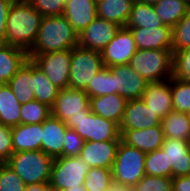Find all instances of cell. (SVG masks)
Listing matches in <instances>:
<instances>
[{
	"instance_id": "cell-1",
	"label": "cell",
	"mask_w": 190,
	"mask_h": 191,
	"mask_svg": "<svg viewBox=\"0 0 190 191\" xmlns=\"http://www.w3.org/2000/svg\"><path fill=\"white\" fill-rule=\"evenodd\" d=\"M42 17L30 2H12L6 20L5 44L28 53L36 41Z\"/></svg>"
},
{
	"instance_id": "cell-2",
	"label": "cell",
	"mask_w": 190,
	"mask_h": 191,
	"mask_svg": "<svg viewBox=\"0 0 190 191\" xmlns=\"http://www.w3.org/2000/svg\"><path fill=\"white\" fill-rule=\"evenodd\" d=\"M78 46V33L64 15L43 16L39 32L28 58L49 52H58Z\"/></svg>"
},
{
	"instance_id": "cell-3",
	"label": "cell",
	"mask_w": 190,
	"mask_h": 191,
	"mask_svg": "<svg viewBox=\"0 0 190 191\" xmlns=\"http://www.w3.org/2000/svg\"><path fill=\"white\" fill-rule=\"evenodd\" d=\"M173 64L172 50L137 49L128 65L147 82H160L173 76Z\"/></svg>"
},
{
	"instance_id": "cell-4",
	"label": "cell",
	"mask_w": 190,
	"mask_h": 191,
	"mask_svg": "<svg viewBox=\"0 0 190 191\" xmlns=\"http://www.w3.org/2000/svg\"><path fill=\"white\" fill-rule=\"evenodd\" d=\"M54 158L42 150L13 153L5 162L26 185L49 183Z\"/></svg>"
},
{
	"instance_id": "cell-5",
	"label": "cell",
	"mask_w": 190,
	"mask_h": 191,
	"mask_svg": "<svg viewBox=\"0 0 190 191\" xmlns=\"http://www.w3.org/2000/svg\"><path fill=\"white\" fill-rule=\"evenodd\" d=\"M146 153L120 141L112 166V179L123 185L134 186L145 176Z\"/></svg>"
},
{
	"instance_id": "cell-6",
	"label": "cell",
	"mask_w": 190,
	"mask_h": 191,
	"mask_svg": "<svg viewBox=\"0 0 190 191\" xmlns=\"http://www.w3.org/2000/svg\"><path fill=\"white\" fill-rule=\"evenodd\" d=\"M66 126L75 130L86 141L121 140L119 125L89 111L83 116L71 117Z\"/></svg>"
},
{
	"instance_id": "cell-7",
	"label": "cell",
	"mask_w": 190,
	"mask_h": 191,
	"mask_svg": "<svg viewBox=\"0 0 190 191\" xmlns=\"http://www.w3.org/2000/svg\"><path fill=\"white\" fill-rule=\"evenodd\" d=\"M89 169L86 160L79 155L54 158L49 185L53 191L84 185Z\"/></svg>"
},
{
	"instance_id": "cell-8",
	"label": "cell",
	"mask_w": 190,
	"mask_h": 191,
	"mask_svg": "<svg viewBox=\"0 0 190 191\" xmlns=\"http://www.w3.org/2000/svg\"><path fill=\"white\" fill-rule=\"evenodd\" d=\"M104 67L101 52L84 49L79 46L72 48L69 88L85 90L93 77Z\"/></svg>"
},
{
	"instance_id": "cell-9",
	"label": "cell",
	"mask_w": 190,
	"mask_h": 191,
	"mask_svg": "<svg viewBox=\"0 0 190 191\" xmlns=\"http://www.w3.org/2000/svg\"><path fill=\"white\" fill-rule=\"evenodd\" d=\"M72 49L32 55L29 59L60 90L69 87Z\"/></svg>"
},
{
	"instance_id": "cell-10",
	"label": "cell",
	"mask_w": 190,
	"mask_h": 191,
	"mask_svg": "<svg viewBox=\"0 0 190 191\" xmlns=\"http://www.w3.org/2000/svg\"><path fill=\"white\" fill-rule=\"evenodd\" d=\"M89 111V96L86 92L69 87L59 90L51 107L52 115L64 123L71 117L83 116Z\"/></svg>"
},
{
	"instance_id": "cell-11",
	"label": "cell",
	"mask_w": 190,
	"mask_h": 191,
	"mask_svg": "<svg viewBox=\"0 0 190 191\" xmlns=\"http://www.w3.org/2000/svg\"><path fill=\"white\" fill-rule=\"evenodd\" d=\"M136 50V42L130 29L120 27L111 42L101 52L103 65L105 67L127 65Z\"/></svg>"
},
{
	"instance_id": "cell-12",
	"label": "cell",
	"mask_w": 190,
	"mask_h": 191,
	"mask_svg": "<svg viewBox=\"0 0 190 191\" xmlns=\"http://www.w3.org/2000/svg\"><path fill=\"white\" fill-rule=\"evenodd\" d=\"M120 29L118 24L96 17L80 34L78 46L102 52Z\"/></svg>"
},
{
	"instance_id": "cell-13",
	"label": "cell",
	"mask_w": 190,
	"mask_h": 191,
	"mask_svg": "<svg viewBox=\"0 0 190 191\" xmlns=\"http://www.w3.org/2000/svg\"><path fill=\"white\" fill-rule=\"evenodd\" d=\"M109 68L112 70L114 79V94H119L126 100L142 97L148 82L131 66L115 65Z\"/></svg>"
},
{
	"instance_id": "cell-14",
	"label": "cell",
	"mask_w": 190,
	"mask_h": 191,
	"mask_svg": "<svg viewBox=\"0 0 190 191\" xmlns=\"http://www.w3.org/2000/svg\"><path fill=\"white\" fill-rule=\"evenodd\" d=\"M162 119L145 104L142 98L127 100L124 116L119 125L120 134L125 129H146L161 126Z\"/></svg>"
},
{
	"instance_id": "cell-15",
	"label": "cell",
	"mask_w": 190,
	"mask_h": 191,
	"mask_svg": "<svg viewBox=\"0 0 190 191\" xmlns=\"http://www.w3.org/2000/svg\"><path fill=\"white\" fill-rule=\"evenodd\" d=\"M120 141H86L79 156L86 160L90 168L112 169Z\"/></svg>"
},
{
	"instance_id": "cell-16",
	"label": "cell",
	"mask_w": 190,
	"mask_h": 191,
	"mask_svg": "<svg viewBox=\"0 0 190 191\" xmlns=\"http://www.w3.org/2000/svg\"><path fill=\"white\" fill-rule=\"evenodd\" d=\"M120 137L126 145L135 147L144 153L160 149L165 139L161 126L146 129H125Z\"/></svg>"
},
{
	"instance_id": "cell-17",
	"label": "cell",
	"mask_w": 190,
	"mask_h": 191,
	"mask_svg": "<svg viewBox=\"0 0 190 191\" xmlns=\"http://www.w3.org/2000/svg\"><path fill=\"white\" fill-rule=\"evenodd\" d=\"M141 98L163 119L173 111L171 78L160 82H148Z\"/></svg>"
},
{
	"instance_id": "cell-18",
	"label": "cell",
	"mask_w": 190,
	"mask_h": 191,
	"mask_svg": "<svg viewBox=\"0 0 190 191\" xmlns=\"http://www.w3.org/2000/svg\"><path fill=\"white\" fill-rule=\"evenodd\" d=\"M161 149L166 152L172 178L190 175V141L165 138Z\"/></svg>"
},
{
	"instance_id": "cell-19",
	"label": "cell",
	"mask_w": 190,
	"mask_h": 191,
	"mask_svg": "<svg viewBox=\"0 0 190 191\" xmlns=\"http://www.w3.org/2000/svg\"><path fill=\"white\" fill-rule=\"evenodd\" d=\"M128 29L133 34L137 49L172 50L173 33L169 26Z\"/></svg>"
},
{
	"instance_id": "cell-20",
	"label": "cell",
	"mask_w": 190,
	"mask_h": 191,
	"mask_svg": "<svg viewBox=\"0 0 190 191\" xmlns=\"http://www.w3.org/2000/svg\"><path fill=\"white\" fill-rule=\"evenodd\" d=\"M68 127L52 114L42 123L41 150L50 157L62 156L64 135Z\"/></svg>"
},
{
	"instance_id": "cell-21",
	"label": "cell",
	"mask_w": 190,
	"mask_h": 191,
	"mask_svg": "<svg viewBox=\"0 0 190 191\" xmlns=\"http://www.w3.org/2000/svg\"><path fill=\"white\" fill-rule=\"evenodd\" d=\"M63 15L80 34L97 17V4L92 0H66Z\"/></svg>"
},
{
	"instance_id": "cell-22",
	"label": "cell",
	"mask_w": 190,
	"mask_h": 191,
	"mask_svg": "<svg viewBox=\"0 0 190 191\" xmlns=\"http://www.w3.org/2000/svg\"><path fill=\"white\" fill-rule=\"evenodd\" d=\"M127 100L119 94L89 98L90 111L104 119L121 124Z\"/></svg>"
},
{
	"instance_id": "cell-23",
	"label": "cell",
	"mask_w": 190,
	"mask_h": 191,
	"mask_svg": "<svg viewBox=\"0 0 190 191\" xmlns=\"http://www.w3.org/2000/svg\"><path fill=\"white\" fill-rule=\"evenodd\" d=\"M13 153L41 150L42 123L11 127Z\"/></svg>"
},
{
	"instance_id": "cell-24",
	"label": "cell",
	"mask_w": 190,
	"mask_h": 191,
	"mask_svg": "<svg viewBox=\"0 0 190 191\" xmlns=\"http://www.w3.org/2000/svg\"><path fill=\"white\" fill-rule=\"evenodd\" d=\"M28 53L8 44L0 45V86L7 84L28 60Z\"/></svg>"
},
{
	"instance_id": "cell-25",
	"label": "cell",
	"mask_w": 190,
	"mask_h": 191,
	"mask_svg": "<svg viewBox=\"0 0 190 191\" xmlns=\"http://www.w3.org/2000/svg\"><path fill=\"white\" fill-rule=\"evenodd\" d=\"M7 84L20 104L36 100L34 95L33 62L28 59Z\"/></svg>"
},
{
	"instance_id": "cell-26",
	"label": "cell",
	"mask_w": 190,
	"mask_h": 191,
	"mask_svg": "<svg viewBox=\"0 0 190 191\" xmlns=\"http://www.w3.org/2000/svg\"><path fill=\"white\" fill-rule=\"evenodd\" d=\"M135 0H103L97 4V17L125 27Z\"/></svg>"
},
{
	"instance_id": "cell-27",
	"label": "cell",
	"mask_w": 190,
	"mask_h": 191,
	"mask_svg": "<svg viewBox=\"0 0 190 191\" xmlns=\"http://www.w3.org/2000/svg\"><path fill=\"white\" fill-rule=\"evenodd\" d=\"M164 24L155 13L153 5L134 1L126 28H157Z\"/></svg>"
},
{
	"instance_id": "cell-28",
	"label": "cell",
	"mask_w": 190,
	"mask_h": 191,
	"mask_svg": "<svg viewBox=\"0 0 190 191\" xmlns=\"http://www.w3.org/2000/svg\"><path fill=\"white\" fill-rule=\"evenodd\" d=\"M21 104L8 86H0V124L17 126L20 124Z\"/></svg>"
},
{
	"instance_id": "cell-29",
	"label": "cell",
	"mask_w": 190,
	"mask_h": 191,
	"mask_svg": "<svg viewBox=\"0 0 190 191\" xmlns=\"http://www.w3.org/2000/svg\"><path fill=\"white\" fill-rule=\"evenodd\" d=\"M165 138L190 141V121L183 112L171 111L161 121Z\"/></svg>"
},
{
	"instance_id": "cell-30",
	"label": "cell",
	"mask_w": 190,
	"mask_h": 191,
	"mask_svg": "<svg viewBox=\"0 0 190 191\" xmlns=\"http://www.w3.org/2000/svg\"><path fill=\"white\" fill-rule=\"evenodd\" d=\"M189 7L190 5L185 0H160L153 5L162 23L171 28L184 17Z\"/></svg>"
},
{
	"instance_id": "cell-31",
	"label": "cell",
	"mask_w": 190,
	"mask_h": 191,
	"mask_svg": "<svg viewBox=\"0 0 190 191\" xmlns=\"http://www.w3.org/2000/svg\"><path fill=\"white\" fill-rule=\"evenodd\" d=\"M33 79L35 99L51 108L60 89L53 85L40 68H38L34 63Z\"/></svg>"
},
{
	"instance_id": "cell-32",
	"label": "cell",
	"mask_w": 190,
	"mask_h": 191,
	"mask_svg": "<svg viewBox=\"0 0 190 191\" xmlns=\"http://www.w3.org/2000/svg\"><path fill=\"white\" fill-rule=\"evenodd\" d=\"M84 91L89 98L114 94L112 70L104 66L95 77H93Z\"/></svg>"
},
{
	"instance_id": "cell-33",
	"label": "cell",
	"mask_w": 190,
	"mask_h": 191,
	"mask_svg": "<svg viewBox=\"0 0 190 191\" xmlns=\"http://www.w3.org/2000/svg\"><path fill=\"white\" fill-rule=\"evenodd\" d=\"M145 175L172 178V169L171 166H168L166 152L161 148L146 153Z\"/></svg>"
},
{
	"instance_id": "cell-34",
	"label": "cell",
	"mask_w": 190,
	"mask_h": 191,
	"mask_svg": "<svg viewBox=\"0 0 190 191\" xmlns=\"http://www.w3.org/2000/svg\"><path fill=\"white\" fill-rule=\"evenodd\" d=\"M51 108L38 100L21 104L20 124H40L50 115Z\"/></svg>"
},
{
	"instance_id": "cell-35",
	"label": "cell",
	"mask_w": 190,
	"mask_h": 191,
	"mask_svg": "<svg viewBox=\"0 0 190 191\" xmlns=\"http://www.w3.org/2000/svg\"><path fill=\"white\" fill-rule=\"evenodd\" d=\"M173 110L187 114L190 111V82L171 77Z\"/></svg>"
},
{
	"instance_id": "cell-36",
	"label": "cell",
	"mask_w": 190,
	"mask_h": 191,
	"mask_svg": "<svg viewBox=\"0 0 190 191\" xmlns=\"http://www.w3.org/2000/svg\"><path fill=\"white\" fill-rule=\"evenodd\" d=\"M112 169L90 168L84 180L87 191H106L112 183Z\"/></svg>"
},
{
	"instance_id": "cell-37",
	"label": "cell",
	"mask_w": 190,
	"mask_h": 191,
	"mask_svg": "<svg viewBox=\"0 0 190 191\" xmlns=\"http://www.w3.org/2000/svg\"><path fill=\"white\" fill-rule=\"evenodd\" d=\"M172 52L190 48V7L184 17L172 28Z\"/></svg>"
},
{
	"instance_id": "cell-38",
	"label": "cell",
	"mask_w": 190,
	"mask_h": 191,
	"mask_svg": "<svg viewBox=\"0 0 190 191\" xmlns=\"http://www.w3.org/2000/svg\"><path fill=\"white\" fill-rule=\"evenodd\" d=\"M132 189L133 191H172V178L145 175Z\"/></svg>"
},
{
	"instance_id": "cell-39",
	"label": "cell",
	"mask_w": 190,
	"mask_h": 191,
	"mask_svg": "<svg viewBox=\"0 0 190 191\" xmlns=\"http://www.w3.org/2000/svg\"><path fill=\"white\" fill-rule=\"evenodd\" d=\"M26 184L7 163L0 168V191H25Z\"/></svg>"
},
{
	"instance_id": "cell-40",
	"label": "cell",
	"mask_w": 190,
	"mask_h": 191,
	"mask_svg": "<svg viewBox=\"0 0 190 191\" xmlns=\"http://www.w3.org/2000/svg\"><path fill=\"white\" fill-rule=\"evenodd\" d=\"M173 76L190 82V48L174 53Z\"/></svg>"
},
{
	"instance_id": "cell-41",
	"label": "cell",
	"mask_w": 190,
	"mask_h": 191,
	"mask_svg": "<svg viewBox=\"0 0 190 191\" xmlns=\"http://www.w3.org/2000/svg\"><path fill=\"white\" fill-rule=\"evenodd\" d=\"M62 156L73 157L80 154L85 140L73 129L68 128L64 135Z\"/></svg>"
},
{
	"instance_id": "cell-42",
	"label": "cell",
	"mask_w": 190,
	"mask_h": 191,
	"mask_svg": "<svg viewBox=\"0 0 190 191\" xmlns=\"http://www.w3.org/2000/svg\"><path fill=\"white\" fill-rule=\"evenodd\" d=\"M30 3L42 16H60L66 0H31Z\"/></svg>"
},
{
	"instance_id": "cell-43",
	"label": "cell",
	"mask_w": 190,
	"mask_h": 191,
	"mask_svg": "<svg viewBox=\"0 0 190 191\" xmlns=\"http://www.w3.org/2000/svg\"><path fill=\"white\" fill-rule=\"evenodd\" d=\"M12 154L13 145L11 127L0 124V159L6 162Z\"/></svg>"
},
{
	"instance_id": "cell-44",
	"label": "cell",
	"mask_w": 190,
	"mask_h": 191,
	"mask_svg": "<svg viewBox=\"0 0 190 191\" xmlns=\"http://www.w3.org/2000/svg\"><path fill=\"white\" fill-rule=\"evenodd\" d=\"M11 3L10 0H0V45L5 44L6 20Z\"/></svg>"
},
{
	"instance_id": "cell-45",
	"label": "cell",
	"mask_w": 190,
	"mask_h": 191,
	"mask_svg": "<svg viewBox=\"0 0 190 191\" xmlns=\"http://www.w3.org/2000/svg\"><path fill=\"white\" fill-rule=\"evenodd\" d=\"M172 191H190V175L172 178Z\"/></svg>"
},
{
	"instance_id": "cell-46",
	"label": "cell",
	"mask_w": 190,
	"mask_h": 191,
	"mask_svg": "<svg viewBox=\"0 0 190 191\" xmlns=\"http://www.w3.org/2000/svg\"><path fill=\"white\" fill-rule=\"evenodd\" d=\"M25 191H53L49 183H36L26 185Z\"/></svg>"
},
{
	"instance_id": "cell-47",
	"label": "cell",
	"mask_w": 190,
	"mask_h": 191,
	"mask_svg": "<svg viewBox=\"0 0 190 191\" xmlns=\"http://www.w3.org/2000/svg\"><path fill=\"white\" fill-rule=\"evenodd\" d=\"M106 191H133V189L132 186L123 185L122 183L112 181L110 188H108Z\"/></svg>"
},
{
	"instance_id": "cell-48",
	"label": "cell",
	"mask_w": 190,
	"mask_h": 191,
	"mask_svg": "<svg viewBox=\"0 0 190 191\" xmlns=\"http://www.w3.org/2000/svg\"><path fill=\"white\" fill-rule=\"evenodd\" d=\"M59 191H87L86 188L84 187V185H80L77 187H73V188H67L65 190H59Z\"/></svg>"
},
{
	"instance_id": "cell-49",
	"label": "cell",
	"mask_w": 190,
	"mask_h": 191,
	"mask_svg": "<svg viewBox=\"0 0 190 191\" xmlns=\"http://www.w3.org/2000/svg\"><path fill=\"white\" fill-rule=\"evenodd\" d=\"M136 1L141 2V3L150 4V5H154V4H157L160 0H136Z\"/></svg>"
},
{
	"instance_id": "cell-50",
	"label": "cell",
	"mask_w": 190,
	"mask_h": 191,
	"mask_svg": "<svg viewBox=\"0 0 190 191\" xmlns=\"http://www.w3.org/2000/svg\"><path fill=\"white\" fill-rule=\"evenodd\" d=\"M11 2H19V3H22V2H30L31 0H10Z\"/></svg>"
},
{
	"instance_id": "cell-51",
	"label": "cell",
	"mask_w": 190,
	"mask_h": 191,
	"mask_svg": "<svg viewBox=\"0 0 190 191\" xmlns=\"http://www.w3.org/2000/svg\"><path fill=\"white\" fill-rule=\"evenodd\" d=\"M95 4H98L99 2L103 1V0H92Z\"/></svg>"
},
{
	"instance_id": "cell-52",
	"label": "cell",
	"mask_w": 190,
	"mask_h": 191,
	"mask_svg": "<svg viewBox=\"0 0 190 191\" xmlns=\"http://www.w3.org/2000/svg\"><path fill=\"white\" fill-rule=\"evenodd\" d=\"M5 162L2 160V159H0V168H1V166L4 164Z\"/></svg>"
},
{
	"instance_id": "cell-53",
	"label": "cell",
	"mask_w": 190,
	"mask_h": 191,
	"mask_svg": "<svg viewBox=\"0 0 190 191\" xmlns=\"http://www.w3.org/2000/svg\"><path fill=\"white\" fill-rule=\"evenodd\" d=\"M187 115H188V118H189V121H190V111L187 113Z\"/></svg>"
}]
</instances>
